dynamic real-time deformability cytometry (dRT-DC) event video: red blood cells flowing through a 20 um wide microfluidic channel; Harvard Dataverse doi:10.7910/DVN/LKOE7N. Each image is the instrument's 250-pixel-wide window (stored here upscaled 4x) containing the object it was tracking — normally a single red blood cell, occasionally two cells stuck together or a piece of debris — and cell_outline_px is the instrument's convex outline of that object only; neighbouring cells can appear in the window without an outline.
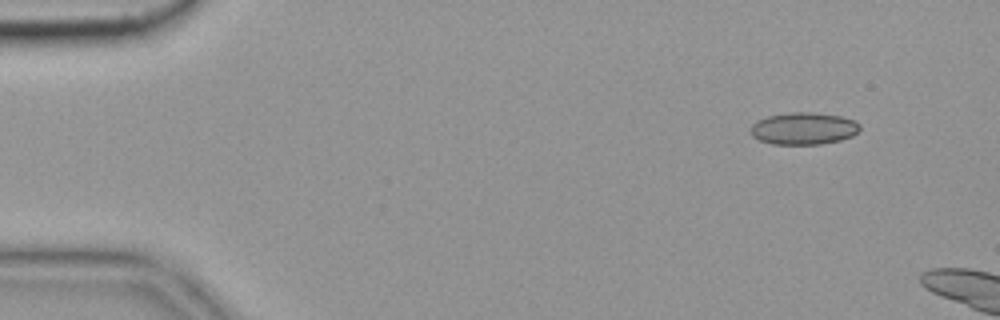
{"species": "common noctule bat (a hibernating species)", "species_latin": "Nyctalus noctula", "temperature_condition": "cold", "stored_images_in_passage": 5, "camera_frame_rate_fps": 3000, "um_per_image_px": 0.085, "animal": {"sex": "female", "body_mass_g": 19.9}, "frame": {"image": 1, "passage_image": 1, "time_ms": 0.0, "image_size_px": [1000, 320], "cell_outline_px": [[860, 128], [852, 136], [840, 140], [820, 144], [772, 144], [760, 140], [752, 136], [752, 124], [756, 120], [768, 116], [792, 112], [812, 112], [840, 116], [852, 120], [860, 124]], "centroid_in_image_um": [68.3, 10.92], "position_along_channel_um": 16.7, "area_um2": 20.29}}